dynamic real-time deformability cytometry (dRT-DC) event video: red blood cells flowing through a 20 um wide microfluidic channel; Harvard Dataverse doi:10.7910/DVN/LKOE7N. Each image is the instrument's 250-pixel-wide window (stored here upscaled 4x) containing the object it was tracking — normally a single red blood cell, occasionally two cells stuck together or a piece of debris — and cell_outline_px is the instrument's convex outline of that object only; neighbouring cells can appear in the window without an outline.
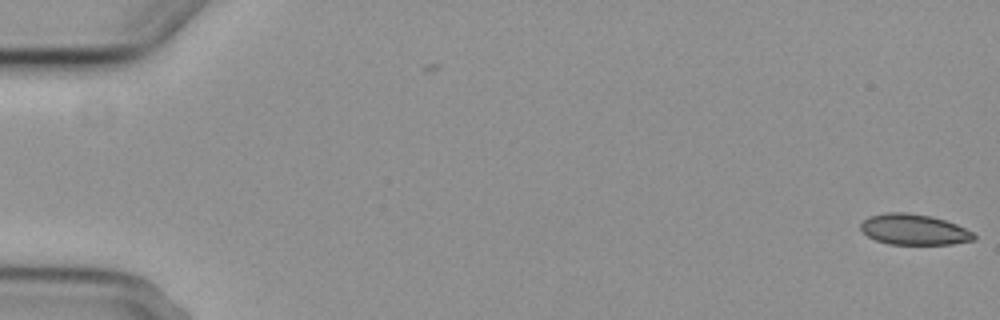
{"species": "common noctule bat (a hibernating species)", "species_latin": "Nyctalus noctula", "temperature_condition": "cold", "stored_images_in_passage": 2, "camera_frame_rate_fps": 3000, "um_per_image_px": 0.085, "animal": {"sex": "female", "body_mass_g": 29.2, "forearm_length_mm": 56.3}, "frame": {"image": 1, "passage_image": 2, "time_ms": 1.0, "image_size_px": [1000, 320], "cell_outline_px": [[976, 240], [952, 244], [888, 244], [876, 240], [868, 236], [860, 228], [860, 224], [868, 216], [888, 212], [908, 212], [932, 216], [956, 224], [972, 232], [976, 236]], "centroid_in_image_um": [77.69, 19.5], "position_along_channel_um": 7.3, "area_um2": 20.29}}